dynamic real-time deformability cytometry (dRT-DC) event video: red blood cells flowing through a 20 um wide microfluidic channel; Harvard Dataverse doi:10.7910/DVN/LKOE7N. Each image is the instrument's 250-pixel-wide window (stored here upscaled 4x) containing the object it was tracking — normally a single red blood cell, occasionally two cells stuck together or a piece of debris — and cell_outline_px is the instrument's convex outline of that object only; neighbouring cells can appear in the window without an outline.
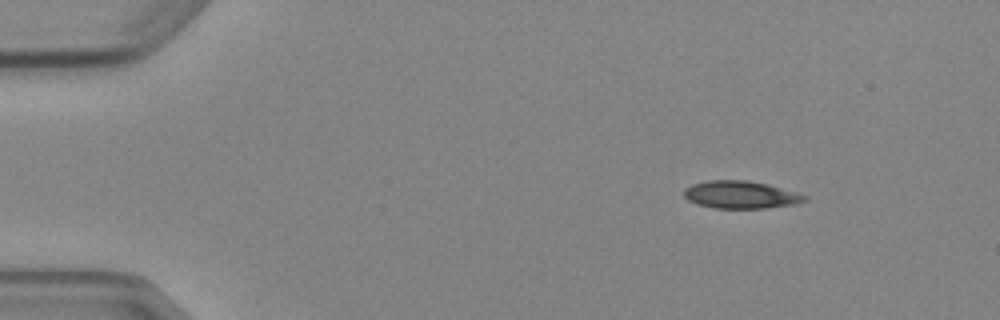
{"species": "Egyptian fruit bat (a non-hibernating species)", "species_latin": "Rousettus aegyptiacus", "temperature_condition": "cold", "stored_images_in_passage": 6, "camera_frame_rate_fps": 3000, "um_per_image_px": 0.085, "animal": {"sex": "female"}, "frame": {"image": 1, "passage_image": 1, "time_ms": 0.0, "image_size_px": [1000, 320], "cell_outline_px": [[808, 200], [796, 204], [764, 208], [712, 208], [696, 204], [688, 200], [684, 196], [684, 188], [692, 184], [708, 180], [748, 180], [768, 184], [796, 192], [808, 196]], "centroid_in_image_um": [62.96, 16.55], "position_along_channel_um": 22.0, "area_um2": 19.54}}
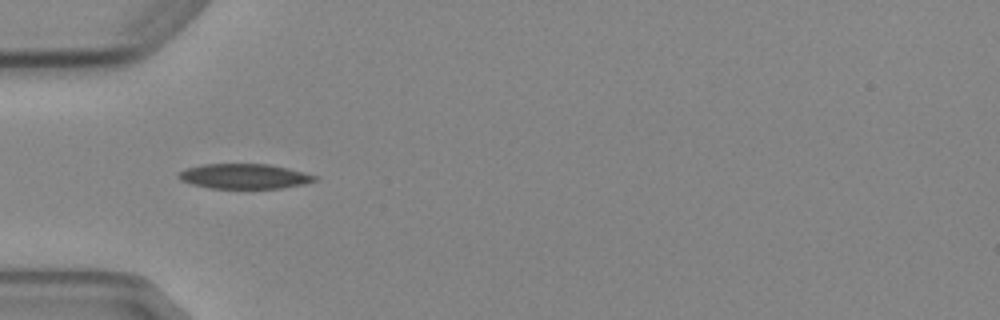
{"frame": {"image": 2, "passage_image": 4, "time_ms": 3.333, "image_size_px": [1000, 320], "cell_outline_px": [[320, 176], [316, 180], [304, 184], [280, 188], [212, 188], [192, 184], [180, 180], [176, 176], [184, 168], [204, 164], [268, 164], [288, 168]], "centroid_in_image_um": [20.77, 14.98], "position_along_channel_um": 64.2, "area_um2": 19.83}}
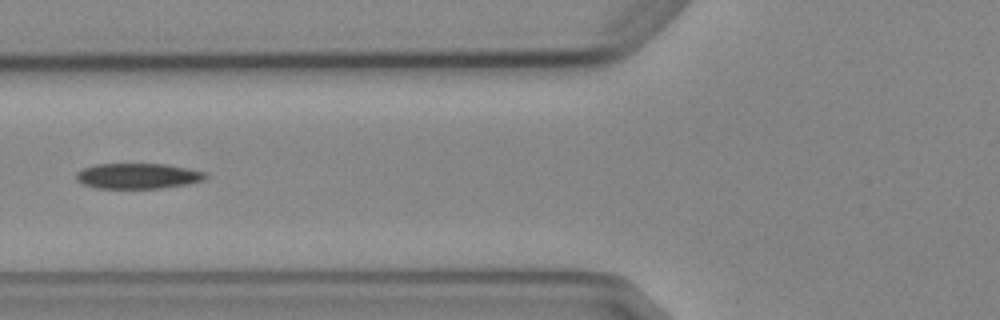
{"frame": {"image": 3, "passage_image": 5, "time_ms": 4.667, "image_size_px": [1000, 320], "cell_outline_px": [[208, 176], [204, 180], [188, 184], [160, 188], [96, 188], [84, 184], [76, 180], [76, 172], [84, 168], [96, 164], [164, 164], [188, 168], [208, 172]], "centroid_in_image_um": [11.75, 14.96], "position_along_channel_um": 114.0, "area_um2": 19.25}}